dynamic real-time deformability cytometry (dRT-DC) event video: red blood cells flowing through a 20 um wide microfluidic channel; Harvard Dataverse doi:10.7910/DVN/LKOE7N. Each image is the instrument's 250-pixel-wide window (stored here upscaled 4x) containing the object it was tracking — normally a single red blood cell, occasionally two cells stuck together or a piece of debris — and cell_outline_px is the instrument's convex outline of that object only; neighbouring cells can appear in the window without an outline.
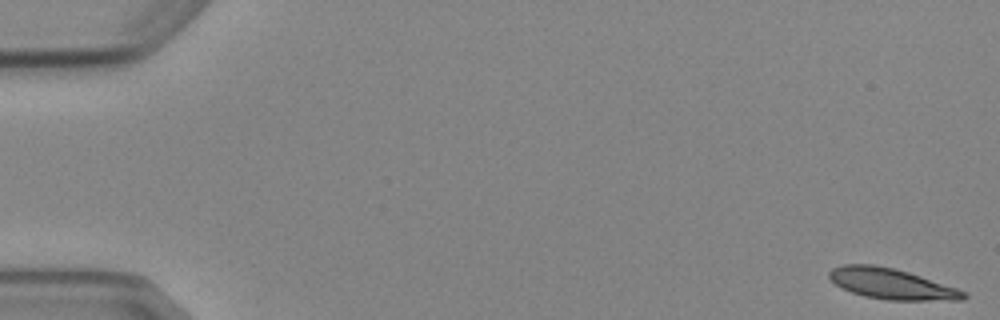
{"species": "Egyptian fruit bat (a non-hibernating species)", "species_latin": "Rousettus aegyptiacus", "temperature_condition": "cold", "stored_images_in_passage": 6, "camera_frame_rate_fps": 3000, "um_per_image_px": 0.085, "animal": {"sex": "female"}, "frame": {"image": 1, "passage_image": 1, "time_ms": 0.0, "image_size_px": [1000, 320], "cell_outline_px": [[968, 296], [964, 300], [888, 300], [864, 296], [840, 288], [828, 276], [828, 272], [832, 268], [844, 264], [872, 264], [892, 268], [908, 272], [956, 288], [964, 292]], "centroid_in_image_um": [75.74, 24.12], "position_along_channel_um": 9.3, "area_um2": 23.81}}